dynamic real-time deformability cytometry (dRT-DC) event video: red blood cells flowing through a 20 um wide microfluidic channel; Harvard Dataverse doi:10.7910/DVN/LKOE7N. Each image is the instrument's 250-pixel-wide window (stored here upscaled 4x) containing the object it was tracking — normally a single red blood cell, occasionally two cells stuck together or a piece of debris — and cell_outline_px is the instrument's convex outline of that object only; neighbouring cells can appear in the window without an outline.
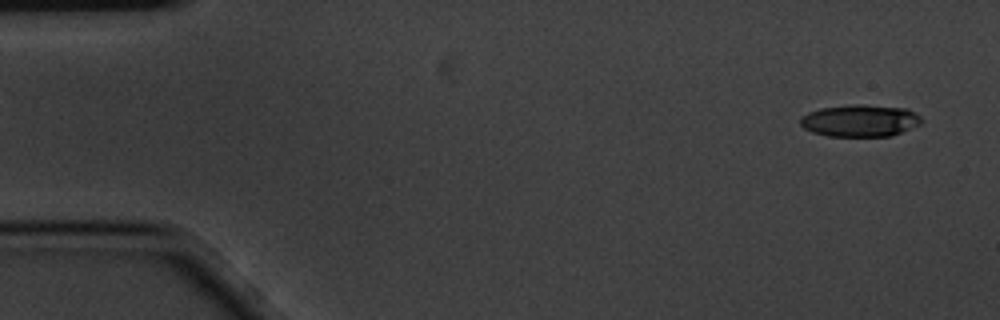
{"species": "common noctule bat (a hibernating species)", "species_latin": "Nyctalus noctula", "temperature_condition": "cold", "stored_images_in_passage": 6, "segment_of_instrument_passage": [2, 2], "camera_frame_rate_fps": 3000, "um_per_image_px": 0.085, "animal": {"sex": "male", "body_mass_g": 20.1, "forearm_length_mm": 53.5}, "frame": {"image": 1, "passage_image": 6, "time_ms": 1.667, "image_size_px": [1000, 320], "cell_outline_px": [[924, 120], [920, 124], [892, 136], [828, 136], [812, 132], [804, 128], [800, 124], [800, 116], [808, 112], [820, 108], [908, 108], [920, 116]], "centroid_in_image_um": [73.1, 10.32], "position_along_channel_um": 11.9, "area_um2": 21.44}}